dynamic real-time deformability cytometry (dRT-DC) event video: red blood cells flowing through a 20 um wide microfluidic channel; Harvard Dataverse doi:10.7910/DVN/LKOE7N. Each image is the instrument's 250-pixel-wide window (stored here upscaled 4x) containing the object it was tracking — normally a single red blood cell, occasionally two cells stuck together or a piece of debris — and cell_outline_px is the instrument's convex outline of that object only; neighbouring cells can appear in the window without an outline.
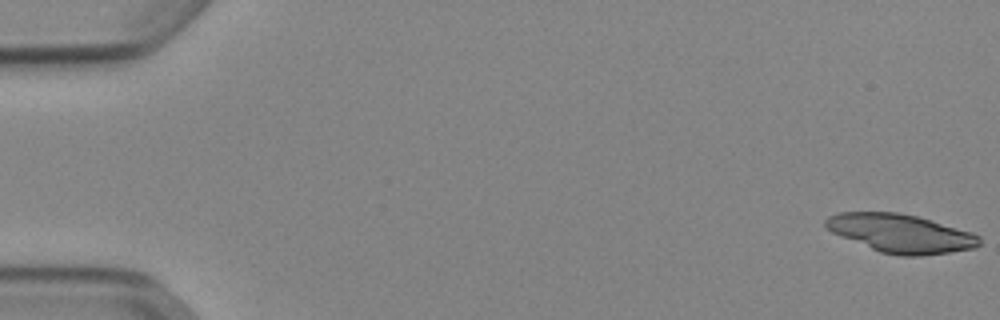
{"species": "Egyptian fruit bat (a non-hibernating species)", "species_latin": "Rousettus aegyptiacus", "temperature_condition": "cold", "stored_images_in_passage": 41, "camera_frame_rate_fps": 3000, "um_per_image_px": 0.085, "animal": {"sex": "female"}, "frame": {"image": 1, "passage_image": 1, "time_ms": 0.0, "image_size_px": [1000, 320], "cell_outline_px": [[980, 244], [976, 248], [920, 256], [900, 256], [880, 252], [840, 236], [824, 228], [824, 220], [828, 216], [840, 212], [896, 212], [916, 216], [932, 220], [972, 232], [980, 236]], "centroid_in_image_um": [76.54, 19.83], "position_along_channel_um": 8.5, "area_um2": 34.51}}
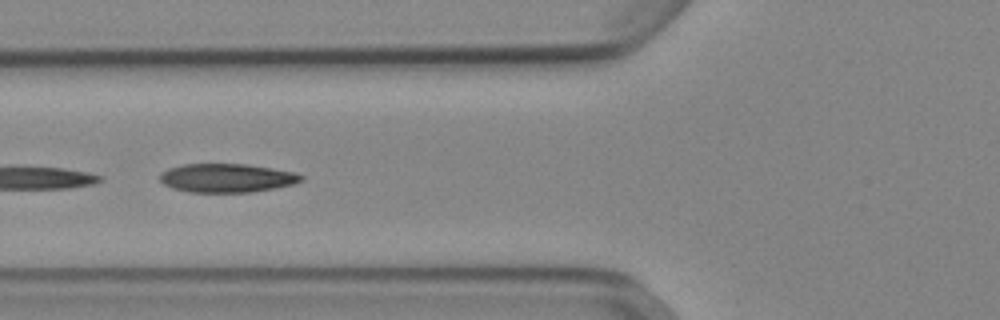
{"frame": {"image": 2, "passage_image": 21, "time_ms": 6.667, "image_size_px": [1000, 320], "cell_outline_px": [[304, 180], [292, 184], [276, 188], [252, 192], [188, 192], [172, 188], [164, 184], [160, 180], [160, 172], [168, 168], [184, 164], [248, 164], [296, 172], [304, 176]], "centroid_in_image_um": [19.29, 15.13], "position_along_channel_um": 106.5, "area_um2": 23.81}}